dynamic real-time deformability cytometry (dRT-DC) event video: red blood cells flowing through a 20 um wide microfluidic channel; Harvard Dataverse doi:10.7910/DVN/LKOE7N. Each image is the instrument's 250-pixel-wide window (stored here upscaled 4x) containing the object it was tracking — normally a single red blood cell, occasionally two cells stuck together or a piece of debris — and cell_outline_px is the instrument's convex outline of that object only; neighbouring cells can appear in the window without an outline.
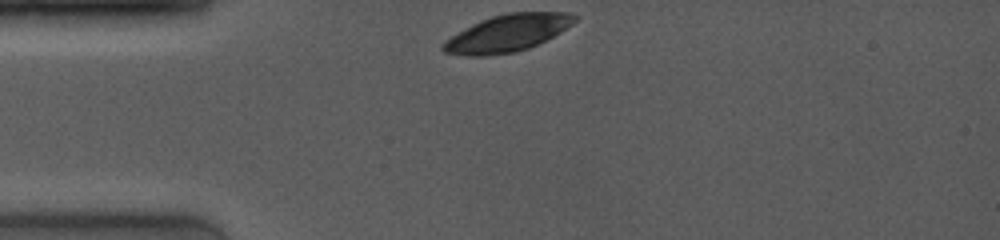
{"species": "common noctule bat (a hibernating species)", "species_latin": "Nyctalus noctula", "temperature_condition": "room temperature", "stored_images_in_passage": 4, "camera_frame_rate_fps": 4000, "um_per_image_px": 0.085, "animal": {"sex": "female", "body_mass_g": 19.0, "forearm_length_mm": 53.3}, "frame": {"image": 1, "passage_image": 1, "time_ms": 0.0, "image_size_px": [1000, 240], "cell_outline_px": [[580, 16], [572, 24], [560, 32], [528, 48], [516, 52], [484, 56], [468, 56], [444, 52], [440, 48], [440, 44], [444, 40], [472, 24], [492, 16], [508, 12], [564, 12]], "centroid_in_image_um": [43.1, 2.82], "position_along_channel_um": 41.9, "area_um2": 28.26}}